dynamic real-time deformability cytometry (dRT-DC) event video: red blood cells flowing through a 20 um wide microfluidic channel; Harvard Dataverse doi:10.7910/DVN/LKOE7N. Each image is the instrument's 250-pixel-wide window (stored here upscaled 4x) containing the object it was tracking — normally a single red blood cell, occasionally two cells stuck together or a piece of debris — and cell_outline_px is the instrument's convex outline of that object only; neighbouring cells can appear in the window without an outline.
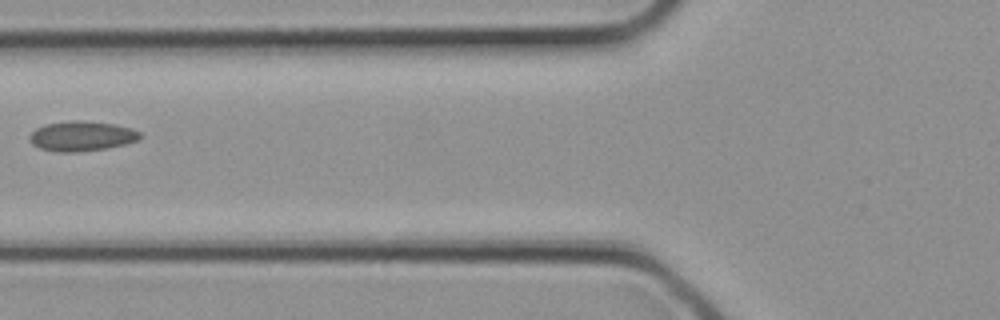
{"species": "common noctule bat (a hibernating species)", "species_latin": "Nyctalus noctula", "temperature_condition": "cold", "stored_images_in_passage": 4, "camera_frame_rate_fps": 3000, "um_per_image_px": 0.085, "animal": {"sex": "female", "body_mass_g": 21.9}, "frame": {"image": 1, "passage_image": 4, "time_ms": 1.0, "image_size_px": [1000, 320], "cell_outline_px": [[140, 140], [108, 148], [76, 152], [56, 152], [40, 148], [32, 144], [28, 140], [28, 136], [36, 128], [44, 124], [72, 120], [80, 120], [116, 124], [132, 128], [140, 132]], "centroid_in_image_um": [6.93, 11.56], "position_along_channel_um": 118.9, "area_um2": 19.48}}